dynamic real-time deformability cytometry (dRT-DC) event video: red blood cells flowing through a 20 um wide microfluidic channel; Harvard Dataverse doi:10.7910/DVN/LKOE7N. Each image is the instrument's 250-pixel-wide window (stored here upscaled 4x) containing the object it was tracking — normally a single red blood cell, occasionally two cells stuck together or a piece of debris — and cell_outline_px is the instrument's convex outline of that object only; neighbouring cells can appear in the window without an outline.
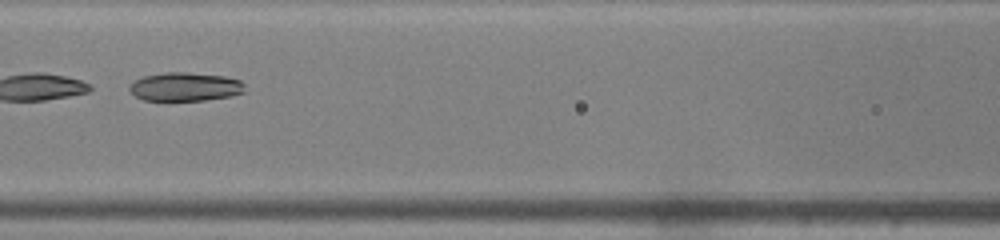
{"species": "common noctule bat (a hibernating species)", "species_latin": "Nyctalus noctula", "temperature_condition": "warm", "stored_images_in_passage": 45, "camera_frame_rate_fps": 3000, "um_per_image_px": 0.085, "animal": {"sex": "male", "body_mass_g": 19.0, "forearm_length_mm": 50.8}, "frame": {"image": 1, "passage_image": 20, "time_ms": 6.333, "image_size_px": [1000, 240], "cell_outline_px": [[244, 92], [232, 96], [204, 100], [144, 100], [136, 96], [128, 88], [136, 80], [144, 76], [164, 72], [188, 72], [224, 76], [240, 80], [244, 84]], "centroid_in_image_um": [15.77, 7.37], "position_along_channel_um": 150.8, "area_um2": 19.13}, "authors_computed_cell_mechanics": {"area_um2": 23.0622, "velocity_mm_per_s": 4.259, "shape_relaxation_time_tau1_ms": 1.9434, "shape_relaxation_time_tau2_ms": 1.4887, "deformation_change_tau1": 0.3121, "deformation_change_tau2": 0.0583}}